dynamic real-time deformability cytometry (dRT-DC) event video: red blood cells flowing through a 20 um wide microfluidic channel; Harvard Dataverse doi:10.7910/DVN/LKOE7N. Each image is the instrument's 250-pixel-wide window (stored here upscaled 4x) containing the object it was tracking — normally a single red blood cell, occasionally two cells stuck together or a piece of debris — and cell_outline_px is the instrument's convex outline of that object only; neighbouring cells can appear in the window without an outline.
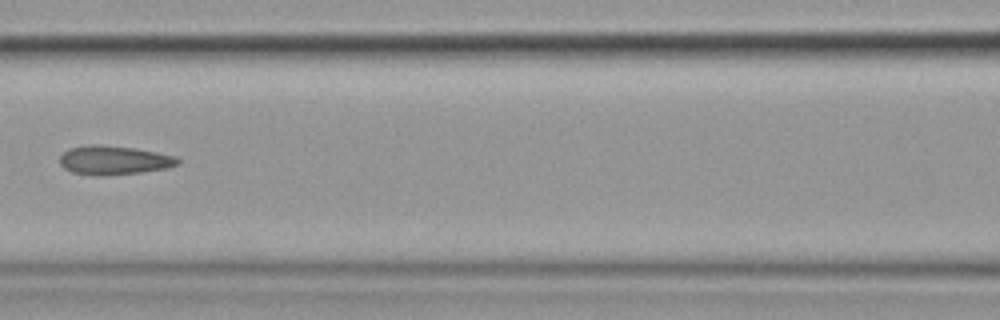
{"species": "common noctule bat (a hibernating species)", "species_latin": "Nyctalus noctula", "temperature_condition": "cold", "stored_images_in_passage": 11, "camera_frame_rate_fps": 3000, "um_per_image_px": 0.085, "animal": {"sex": "female", "body_mass_g": 19.9}, "frame": {"image": 1, "passage_image": 7, "time_ms": 8.0, "image_size_px": [1000, 320], "cell_outline_px": [[180, 164], [168, 168], [140, 172], [104, 176], [92, 176], [72, 172], [64, 168], [60, 164], [60, 156], [68, 148], [92, 144], [96, 144], [136, 148], [176, 156], [180, 160]], "centroid_in_image_um": [9.68, 13.62], "position_along_channel_um": 156.9, "area_um2": 20.11}}
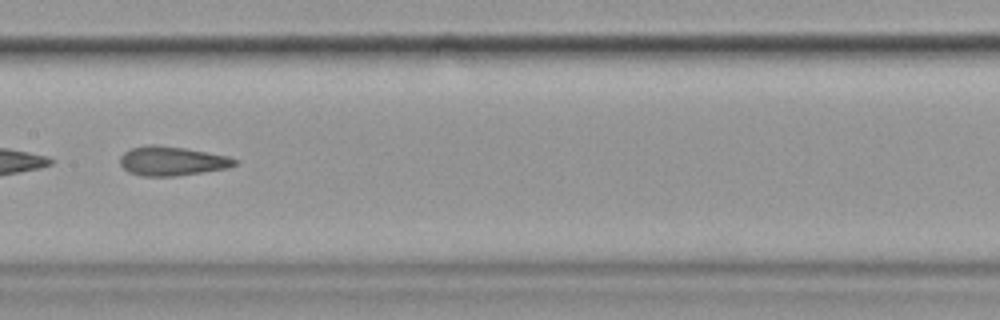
{"frame": {"image": 2, "passage_image": 8, "time_ms": 9.0, "image_size_px": [1000, 320], "cell_outline_px": [[236, 164], [228, 168], [176, 176], [144, 176], [128, 172], [120, 164], [120, 156], [124, 152], [132, 148], [148, 144], [152, 144], [184, 148], [228, 156], [236, 160]], "centroid_in_image_um": [14.59, 13.69], "position_along_channel_um": 192.8, "area_um2": 19.36}}
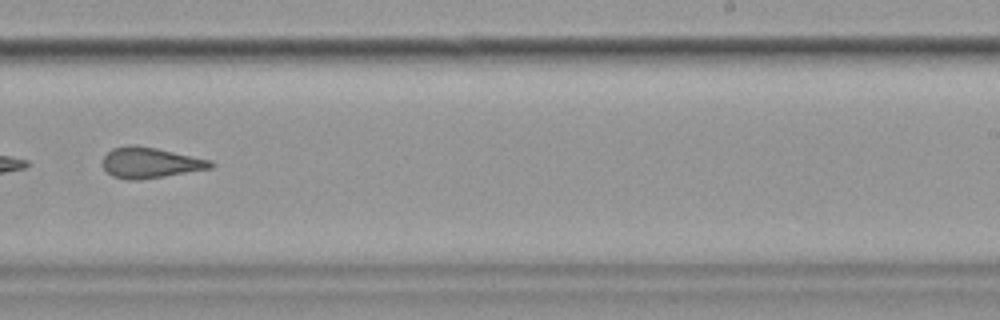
{"frame": {"image": 3, "passage_image": 10, "time_ms": 11.333, "image_size_px": [1000, 320], "cell_outline_px": [[216, 164], [212, 168], [164, 176], [136, 180], [128, 180], [112, 176], [100, 164], [104, 156], [112, 148], [128, 144], [132, 144], [156, 148], [212, 160]], "centroid_in_image_um": [12.75, 13.82], "position_along_channel_um": 276.2, "area_um2": 19.42}}